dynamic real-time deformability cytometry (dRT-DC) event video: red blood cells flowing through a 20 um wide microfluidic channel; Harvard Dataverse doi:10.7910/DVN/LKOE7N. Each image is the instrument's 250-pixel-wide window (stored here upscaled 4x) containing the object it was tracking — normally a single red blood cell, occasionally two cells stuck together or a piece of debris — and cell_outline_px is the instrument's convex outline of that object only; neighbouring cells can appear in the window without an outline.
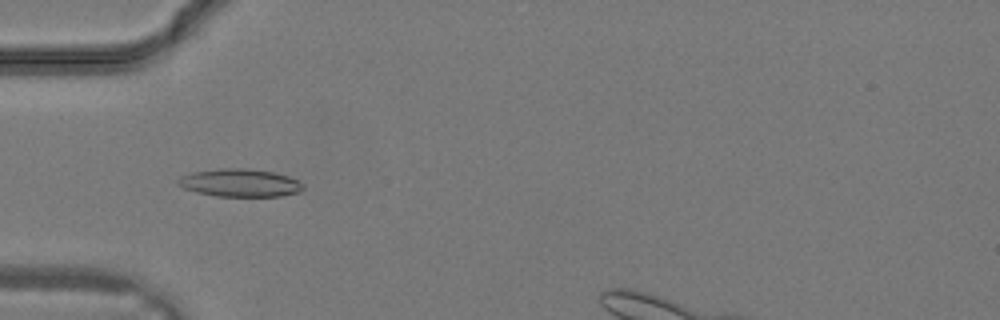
{"species": "common noctule bat (a hibernating species)", "species_latin": "Nyctalus noctula", "temperature_condition": "warm", "stored_images_in_passage": 29, "camera_frame_rate_fps": 3000, "um_per_image_px": 0.085, "animal": {"sex": "male", "body_mass_g": 19.2, "forearm_length_mm": 51.8}, "frame": {"image": 1, "passage_image": 10, "time_ms": 3.0, "image_size_px": [1000, 320], "cell_outline_px": [[304, 188], [300, 192], [280, 196], [216, 196], [196, 192], [184, 188], [176, 184], [176, 180], [180, 176], [192, 172], [220, 168], [248, 168], [272, 172], [288, 176], [304, 184]], "centroid_in_image_um": [20.37, 15.54], "position_along_channel_um": 64.6, "area_um2": 20.4}}
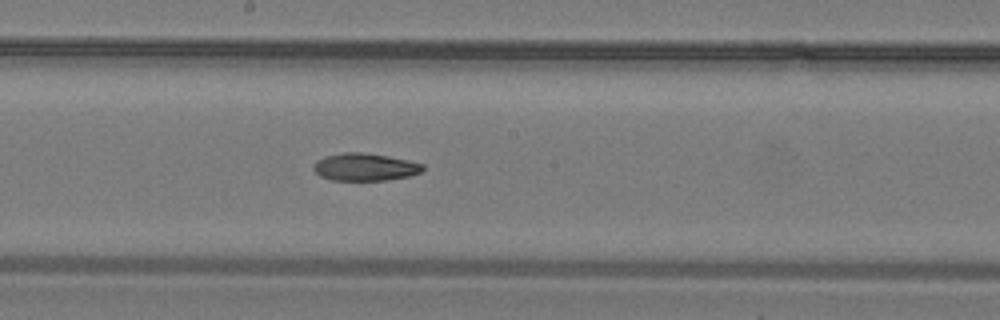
{"frame": {"image": 2, "passage_image": 17, "time_ms": 5.333, "image_size_px": [1000, 320], "cell_outline_px": [[424, 168], [420, 172], [408, 176], [384, 180], [332, 180], [320, 176], [312, 168], [316, 160], [324, 156], [344, 152], [360, 152], [388, 156], [408, 160], [424, 164]], "centroid_in_image_um": [30.99, 14.19], "position_along_channel_um": 217.2, "area_um2": 17.46}}
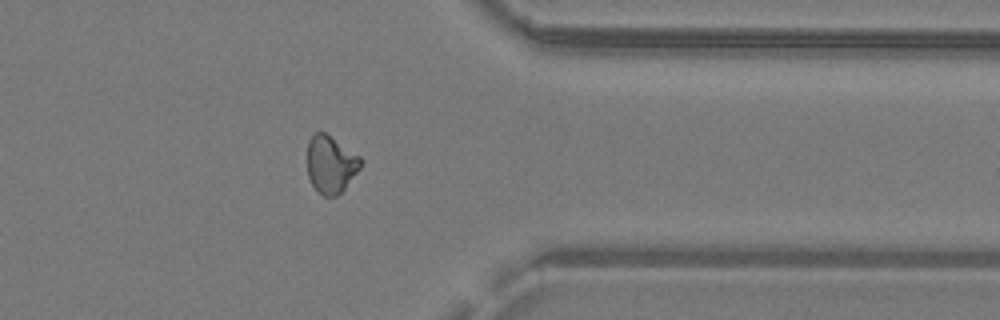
{"frame": {"image": 3, "passage_image": 25, "time_ms": 8.0, "image_size_px": [1000, 320], "cell_outline_px": [[360, 168], [344, 188], [336, 196], [324, 196], [312, 184], [308, 176], [308, 140], [316, 132], [324, 132], [360, 156]], "centroid_in_image_um": [28.1, 13.96], "position_along_channel_um": 383.3, "area_um2": 17.4}}